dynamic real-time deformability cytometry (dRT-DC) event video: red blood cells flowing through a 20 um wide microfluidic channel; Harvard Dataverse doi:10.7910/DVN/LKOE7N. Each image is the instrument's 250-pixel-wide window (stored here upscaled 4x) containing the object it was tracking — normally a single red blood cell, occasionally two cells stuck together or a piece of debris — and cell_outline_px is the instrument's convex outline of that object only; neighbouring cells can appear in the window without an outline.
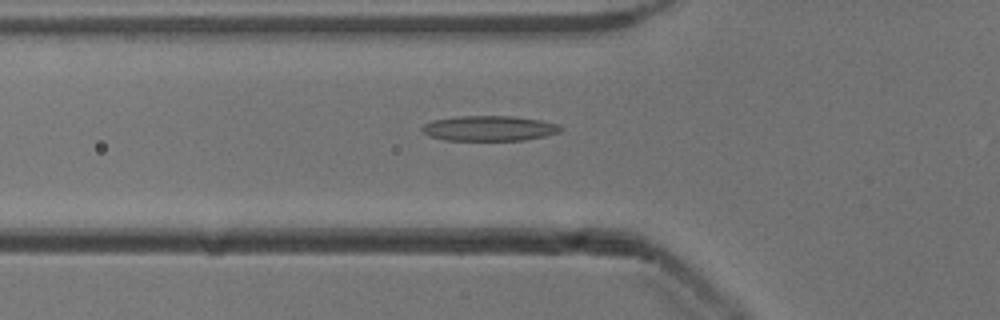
{"species": "common noctule bat (a hibernating species)", "species_latin": "Nyctalus noctula", "temperature_condition": "cold", "stored_images_in_passage": 51, "camera_frame_rate_fps": 3000, "um_per_image_px": 0.085, "animal": {"sex": "male", "body_mass_g": 13.3}, "frame": {"image": 1, "passage_image": 17, "time_ms": 5.333, "image_size_px": [1000, 320], "cell_outline_px": [[564, 128], [560, 132], [544, 136], [524, 140], [444, 140], [428, 136], [420, 128], [424, 124], [432, 120], [456, 116], [512, 116], [540, 120], [560, 124]], "centroid_in_image_um": [41.58, 10.9], "position_along_channel_um": 84.2, "area_um2": 20.46}}
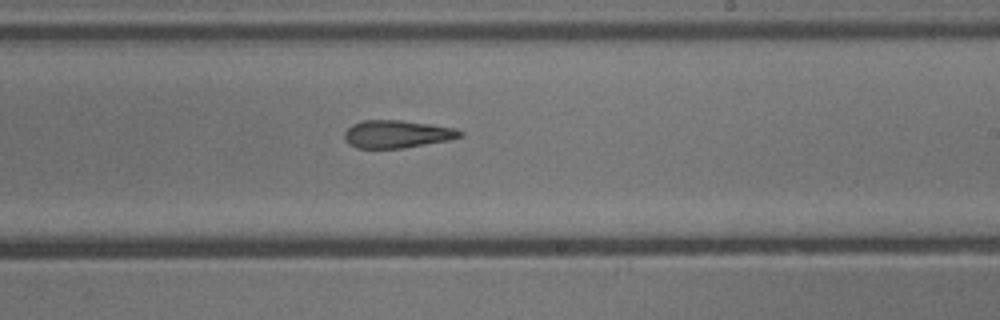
{"frame": {"image": 2, "passage_image": 30, "time_ms": 9.667, "image_size_px": [1000, 320], "cell_outline_px": [[464, 136], [448, 140], [404, 148], [356, 148], [348, 144], [344, 140], [344, 132], [352, 124], [364, 120], [400, 120], [456, 128], [464, 132]], "centroid_in_image_um": [33.73, 11.4], "position_along_channel_um": 255.3, "area_um2": 18.73}}
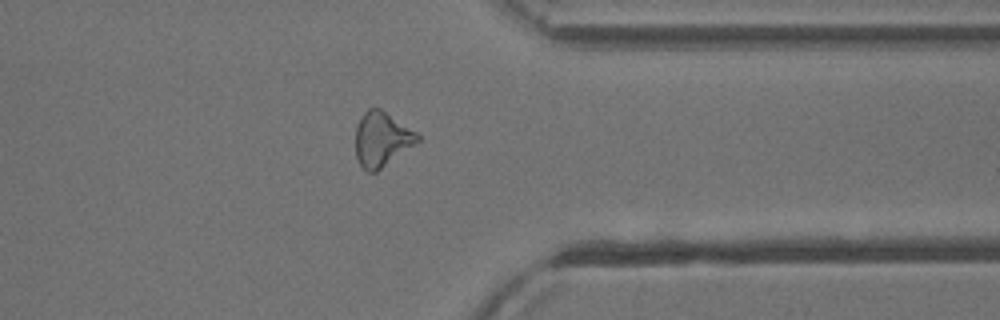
{"frame": {"image": 3, "passage_image": 40, "time_ms": 13.0, "image_size_px": [1000, 320], "cell_outline_px": [[420, 140], [376, 172], [368, 172], [360, 164], [356, 156], [356, 124], [360, 116], [368, 108], [380, 108], [416, 132], [420, 136]], "centroid_in_image_um": [32.42, 11.82], "position_along_channel_um": 379.0, "area_um2": 19.48}, "authors_computed_cell_mechanics": {"area_um2": 19.7098, "velocity_mm_per_s": 3.9214, "shape_relaxation_time_tau1_ms": null, "shape_relaxation_time_tau2_ms": 6.9445, "deformation_change_tau1": null, "deformation_change_tau2": 0.1977}}